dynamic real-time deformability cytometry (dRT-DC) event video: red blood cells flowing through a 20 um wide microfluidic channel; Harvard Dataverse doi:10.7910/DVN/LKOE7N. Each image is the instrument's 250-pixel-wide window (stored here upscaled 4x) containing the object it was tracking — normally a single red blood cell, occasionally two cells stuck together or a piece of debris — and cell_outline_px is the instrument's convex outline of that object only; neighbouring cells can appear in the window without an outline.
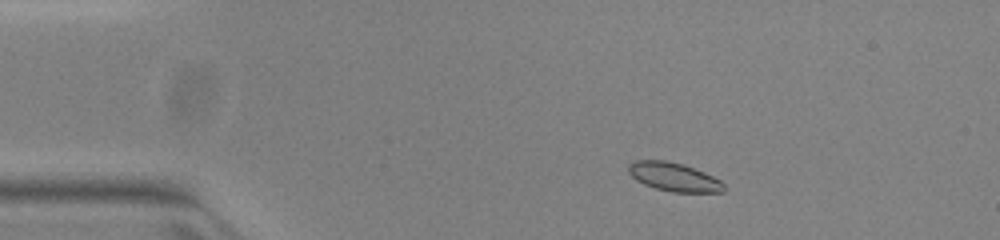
{"species": "common noctule bat (a hibernating species)", "species_latin": "Nyctalus noctula", "temperature_condition": "warm", "stored_images_in_passage": 44, "camera_frame_rate_fps": 3000, "um_per_image_px": 0.085, "animal": {"sex": "female", "body_mass_g": 23.0, "forearm_length_mm": 53.4}, "frame": {"image": 1, "passage_image": 1, "time_ms": 0.0, "image_size_px": [1000, 240], "cell_outline_px": [[724, 192], [672, 192], [656, 188], [644, 184], [636, 180], [628, 172], [628, 164], [632, 160], [664, 160], [680, 164], [704, 172], [720, 180], [724, 184]], "centroid_in_image_um": [57.25, 15.04], "position_along_channel_um": 27.8, "area_um2": 15.78}}
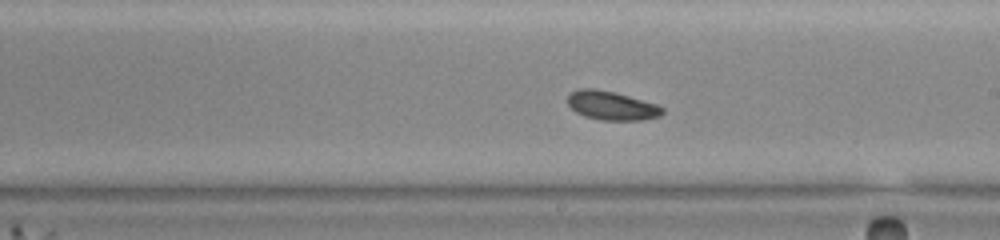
{"frame": {"image": 2, "passage_image": 22, "time_ms": 7.0, "image_size_px": [1000, 240], "cell_outline_px": [[664, 112], [660, 116], [644, 120], [600, 120], [584, 116], [576, 112], [568, 104], [568, 96], [572, 92], [580, 88], [596, 88], [616, 92], [656, 104], [664, 108]], "centroid_in_image_um": [52.0, 8.97], "position_along_channel_um": 237.0, "area_um2": 16.01}}
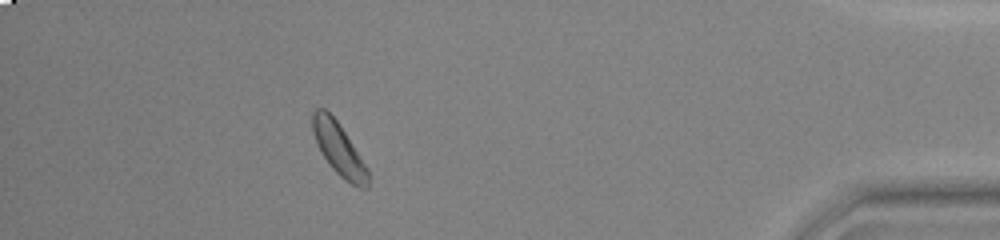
{"frame": {"image": 3, "passage_image": 39, "time_ms": 12.667, "image_size_px": [1000, 240], "cell_outline_px": [[368, 188], [356, 188], [344, 180], [328, 164], [320, 152], [316, 144], [312, 132], [312, 112], [316, 108], [324, 108], [336, 120], [368, 168]], "centroid_in_image_um": [28.77, 12.7], "position_along_channel_um": 406.4, "area_um2": 16.94}, "authors_computed_cell_mechanics": {"area_um2": 16.2418, "velocity_mm_per_s": 3.917, "shape_relaxation_time_tau1_ms": 1.6178, "shape_relaxation_time_tau2_ms": null, "deformation_change_tau1": 0.0579, "deformation_change_tau2": null}}